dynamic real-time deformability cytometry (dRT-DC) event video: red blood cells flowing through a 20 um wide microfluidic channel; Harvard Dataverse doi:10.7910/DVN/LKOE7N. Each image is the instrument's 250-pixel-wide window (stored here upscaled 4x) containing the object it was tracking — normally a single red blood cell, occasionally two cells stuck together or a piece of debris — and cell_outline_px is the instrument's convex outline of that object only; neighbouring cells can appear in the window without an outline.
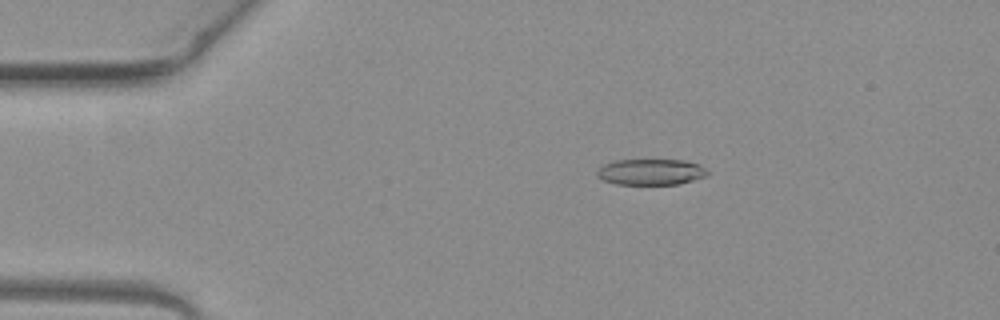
{"species": "common noctule bat (a hibernating species)", "species_latin": "Nyctalus noctula", "temperature_condition": "warm", "stored_images_in_passage": 48, "camera_frame_rate_fps": 3000, "um_per_image_px": 0.085, "animal": {"sex": "female", "body_mass_g": 19.3, "forearm_length_mm": 54.1}, "frame": {"image": 1, "passage_image": 6, "time_ms": 1.667, "image_size_px": [1000, 320], "cell_outline_px": [[708, 172], [704, 176], [680, 184], [616, 184], [604, 180], [596, 176], [596, 172], [604, 164], [612, 160], [684, 160], [700, 164]], "centroid_in_image_um": [55.29, 14.61], "position_along_channel_um": 29.7, "area_um2": 16.65}}
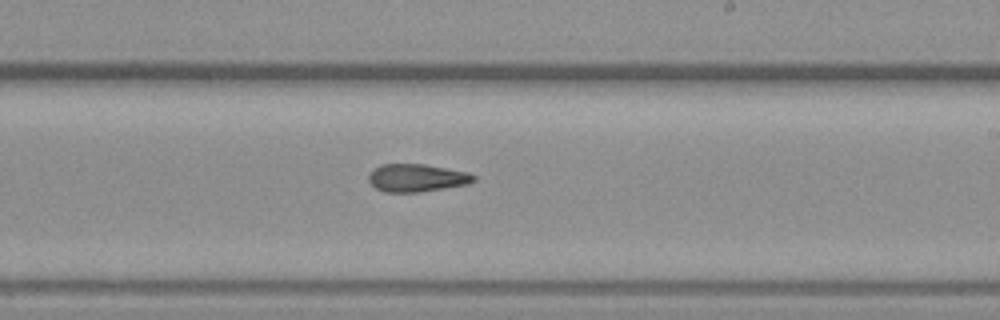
{"frame": {"image": 2, "passage_image": 27, "time_ms": 8.667, "image_size_px": [1000, 320], "cell_outline_px": [[476, 180], [468, 184], [420, 192], [384, 192], [376, 188], [368, 180], [368, 176], [380, 164], [424, 164], [468, 172], [476, 176]], "centroid_in_image_um": [35.44, 15.12], "position_along_channel_um": 253.6, "area_um2": 16.94}}
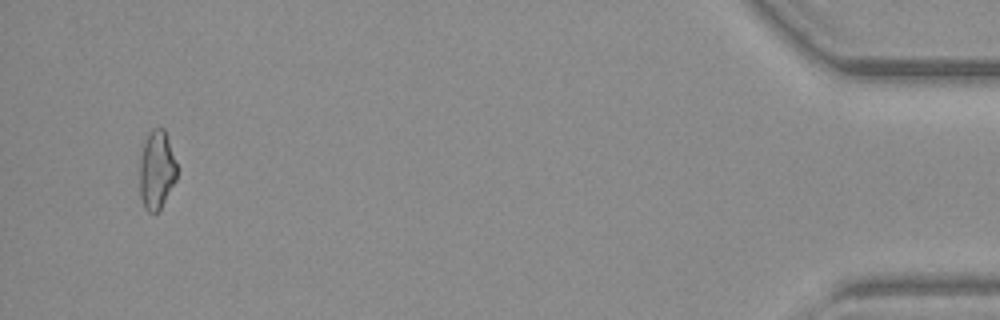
{"frame": {"image": 3, "passage_image": 46, "time_ms": 15.0, "image_size_px": [1000, 320], "cell_outline_px": [[176, 180], [160, 208], [156, 212], [148, 212], [144, 208], [140, 196], [140, 156], [148, 132], [152, 128], [164, 128], [176, 164]], "centroid_in_image_um": [13.29, 14.45], "position_along_channel_um": 421.9, "area_um2": 16.82}, "authors_computed_cell_mechanics": {"area_um2": 17.5712, "velocity_mm_per_s": 3.9978, "shape_relaxation_time_tau1_ms": 10.5103, "shape_relaxation_time_tau2_ms": 4.5865, "deformation_change_tau1": 0.253, "deformation_change_tau2": 0.1553}}